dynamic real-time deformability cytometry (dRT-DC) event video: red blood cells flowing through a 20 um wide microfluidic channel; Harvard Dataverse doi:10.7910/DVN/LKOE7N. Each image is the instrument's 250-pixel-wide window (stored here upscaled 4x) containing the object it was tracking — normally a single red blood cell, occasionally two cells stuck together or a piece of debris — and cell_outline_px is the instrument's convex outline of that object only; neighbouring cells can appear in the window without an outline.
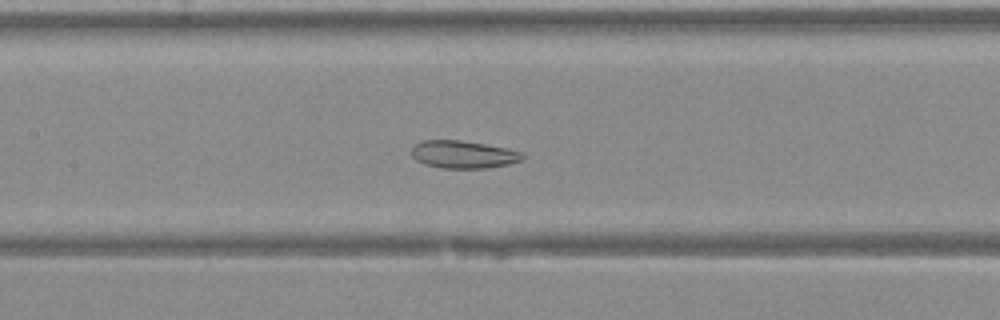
{"species": "Egyptian fruit bat (a non-hibernating species)", "species_latin": "Rousettus aegyptiacus", "temperature_condition": "warm", "stored_images_in_passage": 43, "camera_frame_rate_fps": 3000, "um_per_image_px": 0.085, "animal": {"sex": "female"}, "frame": {"image": 1, "passage_image": 21, "time_ms": 6.667, "image_size_px": [1000, 320], "cell_outline_px": [[524, 156], [520, 160], [508, 164], [488, 168], [444, 168], [424, 164], [416, 160], [412, 156], [412, 144], [424, 140], [460, 140], [508, 148], [524, 152]], "centroid_in_image_um": [39.37, 13.12], "position_along_channel_um": 168.0, "area_um2": 17.92}}
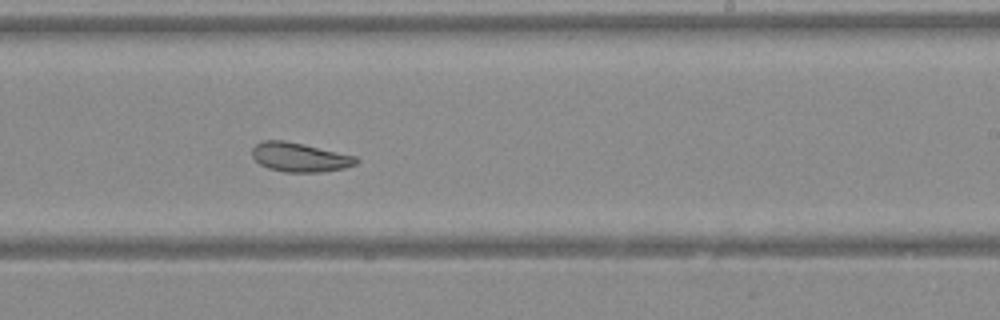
{"frame": {"image": 2, "passage_image": 27, "time_ms": 8.667, "image_size_px": [1000, 320], "cell_outline_px": [[360, 160], [356, 164], [344, 168], [320, 172], [284, 172], [268, 168], [260, 164], [252, 156], [252, 148], [256, 144], [264, 140], [284, 140], [304, 144], [356, 156]], "centroid_in_image_um": [25.48, 13.36], "position_along_channel_um": 263.5, "area_um2": 17.69}}
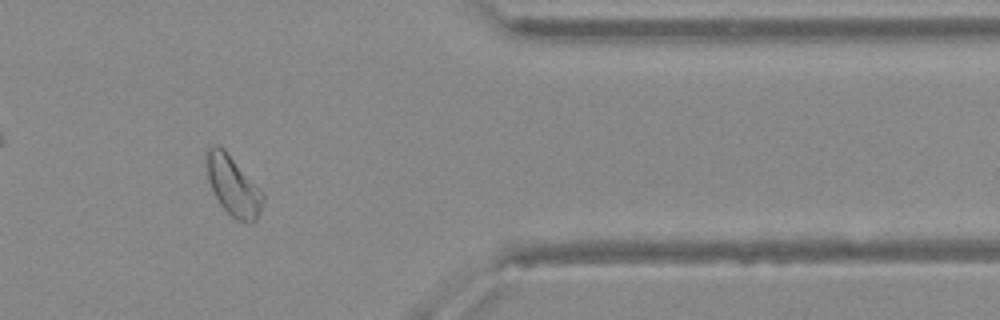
{"frame": {"image": 3, "passage_image": 36, "time_ms": 11.667, "image_size_px": [1000, 320], "cell_outline_px": [[264, 200], [260, 212], [256, 220], [252, 224], [236, 220], [220, 204], [208, 180], [204, 152], [208, 144], [216, 144], [224, 148], [264, 192]], "centroid_in_image_um": [19.8, 15.75], "position_along_channel_um": 391.6, "area_um2": 20.06}}